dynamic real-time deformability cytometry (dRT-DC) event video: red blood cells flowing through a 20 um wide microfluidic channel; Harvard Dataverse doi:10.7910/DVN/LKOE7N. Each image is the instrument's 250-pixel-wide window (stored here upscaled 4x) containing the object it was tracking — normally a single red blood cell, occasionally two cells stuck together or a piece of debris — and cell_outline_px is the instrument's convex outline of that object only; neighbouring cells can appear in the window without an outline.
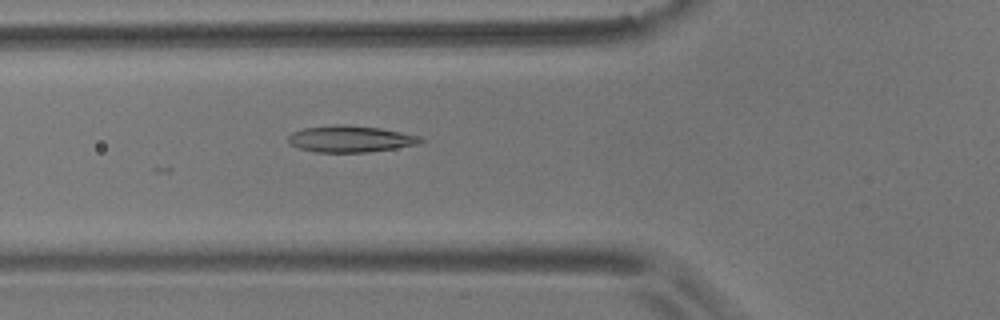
{"species": "common noctule bat (a hibernating species)", "species_latin": "Nyctalus noctula", "temperature_condition": "room temperature", "stored_images_in_passage": 20, "camera_frame_rate_fps": 3000, "um_per_image_px": 0.085, "animal": {"sex": "male", "body_mass_g": 17.9}, "frame": {"image": 1, "passage_image": 20, "time_ms": 6.333, "image_size_px": [1000, 320], "cell_outline_px": [[424, 140], [420, 144], [396, 148], [368, 152], [316, 152], [300, 148], [288, 144], [288, 136], [292, 132], [304, 128], [336, 124], [348, 124], [380, 128], [420, 136]], "centroid_in_image_um": [29.78, 11.8], "position_along_channel_um": 96.0, "area_um2": 20.58}}